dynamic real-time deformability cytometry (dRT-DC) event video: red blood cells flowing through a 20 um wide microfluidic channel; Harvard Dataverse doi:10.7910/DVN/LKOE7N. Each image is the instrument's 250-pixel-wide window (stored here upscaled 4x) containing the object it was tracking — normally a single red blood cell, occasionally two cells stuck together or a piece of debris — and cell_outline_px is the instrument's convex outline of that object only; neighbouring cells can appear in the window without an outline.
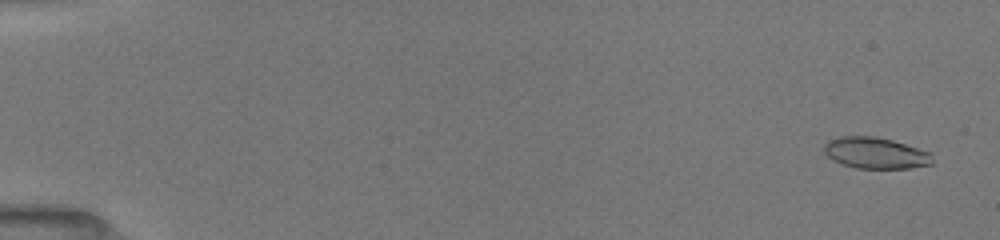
{"species": "common noctule bat (a hibernating species)", "species_latin": "Nyctalus noctula", "temperature_condition": "room temperature", "stored_images_in_passage": 53, "camera_frame_rate_fps": 3000, "um_per_image_px": 0.085, "animal": {"sex": "female", "body_mass_g": 19.5, "forearm_length_mm": 54.1}, "frame": {"image": 1, "passage_image": 3, "time_ms": 0.667, "image_size_px": [1000, 240], "cell_outline_px": [[932, 164], [908, 168], [856, 168], [832, 160], [824, 152], [824, 144], [828, 140], [840, 136], [876, 136], [892, 140], [932, 152]], "centroid_in_image_um": [74.42, 12.99], "position_along_channel_um": 10.6, "area_um2": 19.77}}
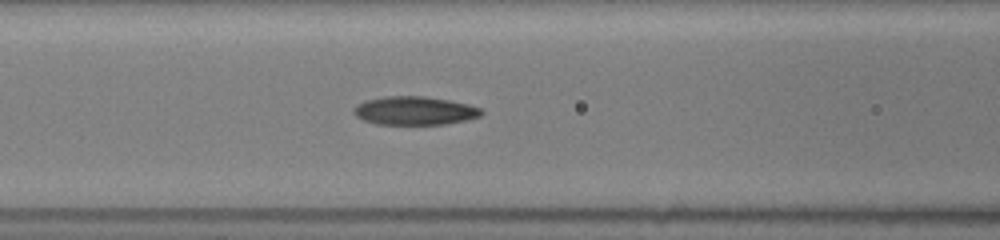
{"frame": {"image": 2, "passage_image": 24, "time_ms": 7.667, "image_size_px": [1000, 240], "cell_outline_px": [[484, 112], [480, 116], [464, 120], [444, 124], [376, 124], [364, 120], [356, 116], [352, 112], [352, 108], [364, 100], [384, 96], [424, 96], [448, 100], [468, 104], [480, 108]], "centroid_in_image_um": [35.2, 9.4], "position_along_channel_um": 131.4, "area_um2": 21.15}}
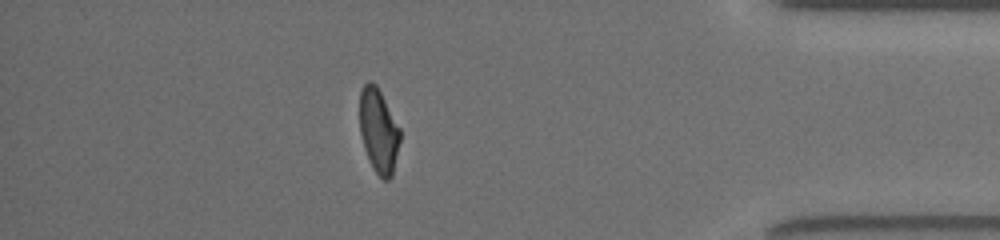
{"frame": {"image": 3, "passage_image": 47, "time_ms": 15.333, "image_size_px": [1000, 240], "cell_outline_px": [[400, 140], [392, 176], [388, 180], [384, 180], [372, 168], [364, 148], [360, 132], [360, 92], [364, 84], [368, 80], [376, 84], [400, 128]], "centroid_in_image_um": [32.18, 11.12], "position_along_channel_um": 403.0, "area_um2": 19.71}, "authors_computed_cell_mechanics": {"area_um2": 20.4612, "velocity_mm_per_s": 3.9865, "shape_relaxation_time_tau1_ms": 4.7387, "shape_relaxation_time_tau2_ms": 2.3192, "deformation_change_tau1": 0.1603, "deformation_change_tau2": 0.0876}}